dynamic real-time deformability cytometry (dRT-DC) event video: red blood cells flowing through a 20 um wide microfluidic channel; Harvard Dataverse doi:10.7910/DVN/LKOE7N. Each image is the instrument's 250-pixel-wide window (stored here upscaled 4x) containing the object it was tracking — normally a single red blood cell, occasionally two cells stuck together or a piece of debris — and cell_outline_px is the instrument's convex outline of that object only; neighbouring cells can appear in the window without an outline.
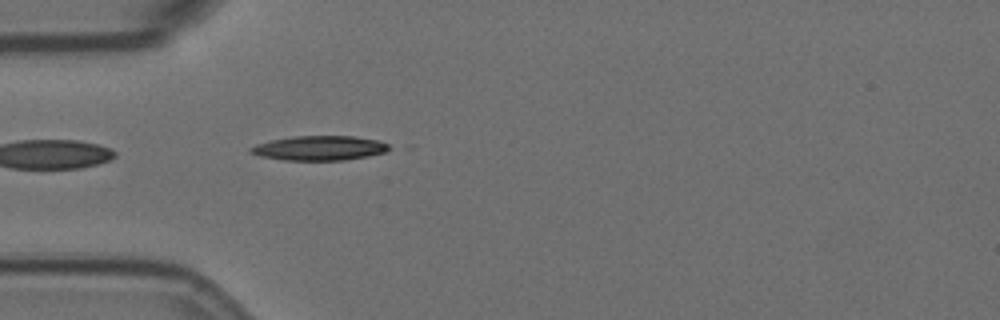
{"species": "Egyptian fruit bat (a non-hibernating species)", "species_latin": "Rousettus aegyptiacus", "temperature_condition": "room temperature", "stored_images_in_passage": 41, "camera_frame_rate_fps": 3000, "um_per_image_px": 0.085, "animal": {"sex": "female"}, "frame": {"image": 1, "passage_image": 1, "time_ms": 0.0, "image_size_px": [1000, 320], "cell_outline_px": [[392, 148], [384, 152], [368, 156], [344, 160], [284, 160], [260, 156], [248, 152], [248, 148], [256, 144], [272, 140], [292, 136], [352, 136], [376, 140], [388, 144]], "centroid_in_image_um": [27.12, 12.59], "position_along_channel_um": 57.9, "area_um2": 19.77}}
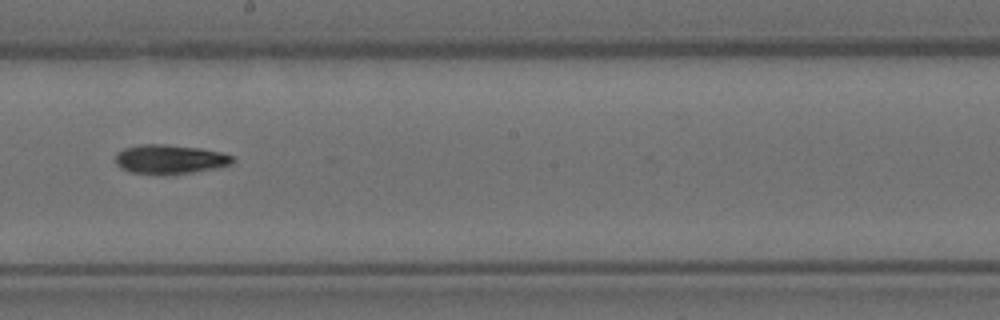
{"frame": {"image": 2, "passage_image": 16, "time_ms": 5.0, "image_size_px": [1000, 320], "cell_outline_px": [[236, 160], [232, 164], [216, 168], [168, 176], [156, 176], [128, 172], [120, 168], [116, 164], [116, 152], [124, 148], [140, 144], [164, 144], [200, 148], [220, 152], [232, 156]], "centroid_in_image_um": [14.4, 13.56], "position_along_channel_um": 233.8, "area_um2": 20.52}}
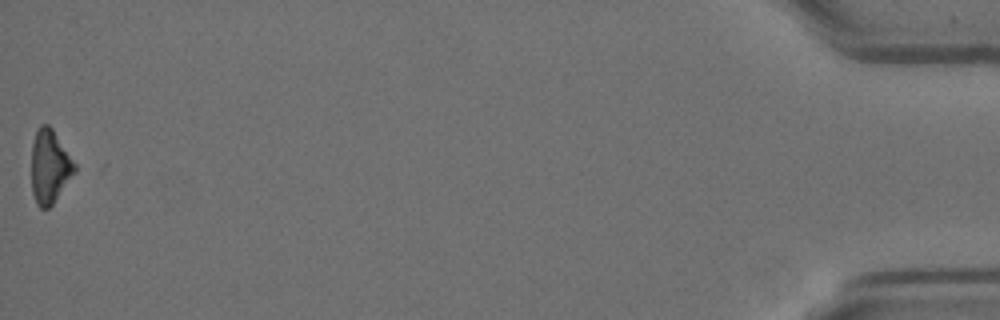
{"frame": {"image": 3, "passage_image": 41, "time_ms": 13.333, "image_size_px": [1000, 320], "cell_outline_px": [[76, 172], [52, 204], [48, 208], [40, 208], [36, 204], [32, 192], [32, 144], [36, 132], [40, 124], [48, 124], [52, 128], [76, 164]], "centroid_in_image_um": [4.23, 14.16], "position_along_channel_um": 431.0, "area_um2": 18.44}, "authors_computed_cell_mechanics": {"area_um2": 19.1318, "velocity_mm_per_s": 3.5791, "shape_relaxation_time_tau1_ms": 4.5459, "shape_relaxation_time_tau2_ms": null, "deformation_change_tau1": 0.1612, "deformation_change_tau2": null}}